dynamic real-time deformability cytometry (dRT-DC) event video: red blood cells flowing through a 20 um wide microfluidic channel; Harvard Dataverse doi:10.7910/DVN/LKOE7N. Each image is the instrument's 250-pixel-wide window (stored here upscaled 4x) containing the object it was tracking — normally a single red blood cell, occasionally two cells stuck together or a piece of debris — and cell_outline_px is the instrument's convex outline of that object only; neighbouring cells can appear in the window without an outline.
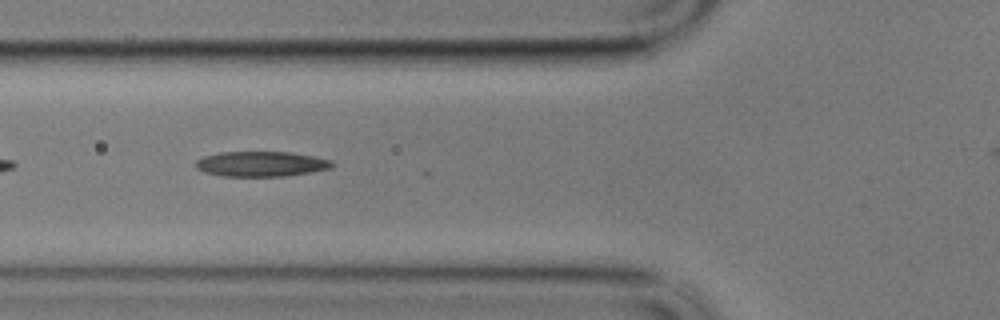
{"species": "common noctule bat (a hibernating species)", "species_latin": "Nyctalus noctula", "temperature_condition": "cold", "stored_images_in_passage": 22, "camera_frame_rate_fps": 3000, "um_per_image_px": 0.085, "animal": {"sex": "male", "body_mass_g": 17.9}, "frame": {"image": 1, "passage_image": 4, "time_ms": 1.0, "image_size_px": [1000, 320], "cell_outline_px": [[336, 164], [332, 168], [288, 176], [220, 176], [204, 172], [196, 168], [196, 160], [204, 156], [220, 152], [292, 152], [316, 156], [332, 160]], "centroid_in_image_um": [22.24, 13.93], "position_along_channel_um": 103.6, "area_um2": 20.23}}
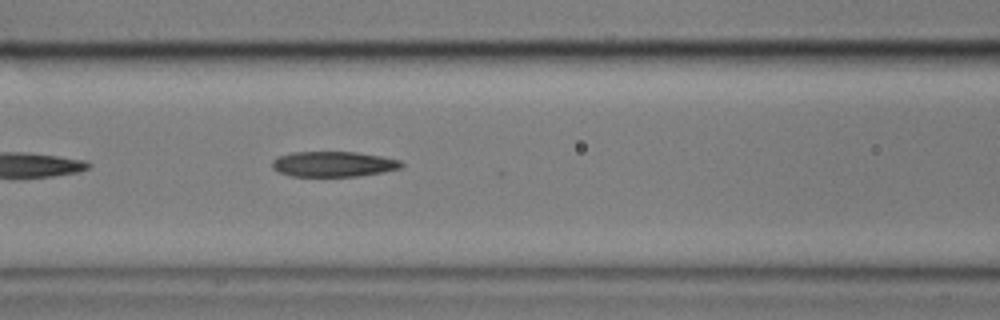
{"frame": {"image": 2, "passage_image": 7, "time_ms": 2.0, "image_size_px": [1000, 320], "cell_outline_px": [[404, 164], [400, 168], [384, 172], [360, 176], [292, 176], [280, 172], [272, 168], [272, 160], [276, 156], [292, 152], [356, 152], [384, 156], [400, 160]], "centroid_in_image_um": [28.35, 13.94], "position_along_channel_um": 138.2, "area_um2": 19.25}}